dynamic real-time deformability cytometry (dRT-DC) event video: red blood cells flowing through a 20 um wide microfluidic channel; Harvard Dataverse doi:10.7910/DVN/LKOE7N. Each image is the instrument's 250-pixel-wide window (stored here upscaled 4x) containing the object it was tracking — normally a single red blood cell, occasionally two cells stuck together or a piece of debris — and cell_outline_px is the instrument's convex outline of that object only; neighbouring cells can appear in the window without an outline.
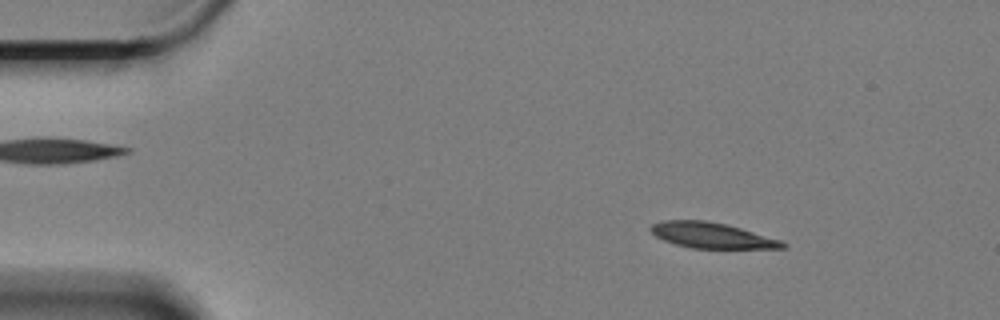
{"species": "Egyptian fruit bat (a non-hibernating species)", "species_latin": "Rousettus aegyptiacus", "temperature_condition": "cold", "stored_images_in_passage": 60, "camera_frame_rate_fps": 3000, "um_per_image_px": 0.085, "animal": {"sex": "female"}, "frame": {"image": 1, "passage_image": 8, "time_ms": 2.333, "image_size_px": [1000, 320], "cell_outline_px": [[788, 244], [784, 248], [692, 248], [676, 244], [664, 240], [656, 236], [648, 228], [652, 224], [664, 220], [708, 220], [728, 224], [780, 240]], "centroid_in_image_um": [60.48, 19.99], "position_along_channel_um": 24.5, "area_um2": 19.59}}
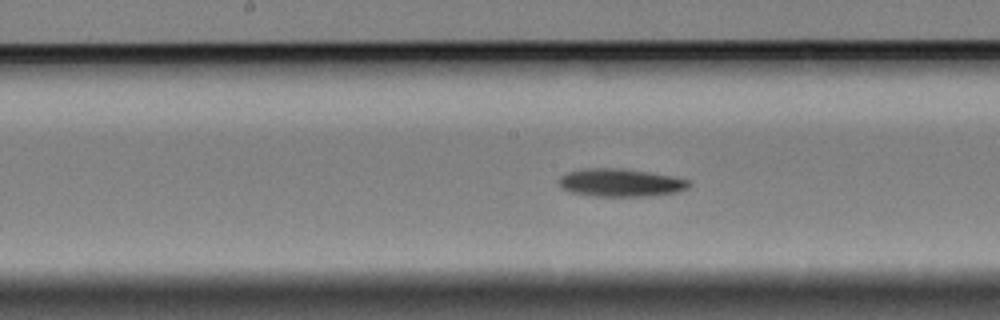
{"frame": {"image": 2, "passage_image": 30, "time_ms": 9.667, "image_size_px": [1000, 320], "cell_outline_px": [[692, 184], [688, 188], [680, 192], [652, 196], [596, 196], [572, 192], [560, 188], [556, 180], [560, 176], [568, 172], [580, 168], [620, 168], [648, 172], [672, 176], [692, 180]], "centroid_in_image_um": [52.76, 15.52], "position_along_channel_um": 195.4, "area_um2": 21.56}}
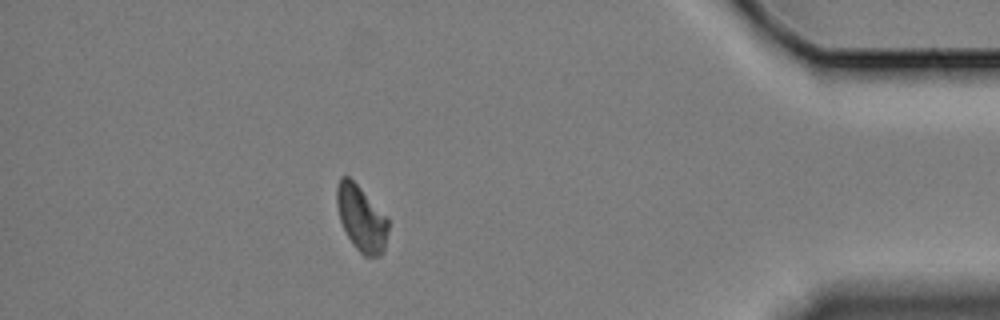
{"frame": {"image": 3, "passage_image": 53, "time_ms": 17.333, "image_size_px": [1000, 320], "cell_outline_px": [[388, 228], [384, 252], [380, 256], [364, 256], [352, 244], [340, 220], [336, 204], [336, 188], [340, 176], [348, 176], [388, 216]], "centroid_in_image_um": [30.72, 18.56], "position_along_channel_um": 404.5, "area_um2": 19.71}, "authors_computed_cell_mechanics": {"area_um2": 20.6635, "velocity_mm_per_s": 3.2904, "shape_relaxation_time_tau1_ms": 3.632, "shape_relaxation_time_tau2_ms": null, "deformation_change_tau1": 0.1125, "deformation_change_tau2": null}}